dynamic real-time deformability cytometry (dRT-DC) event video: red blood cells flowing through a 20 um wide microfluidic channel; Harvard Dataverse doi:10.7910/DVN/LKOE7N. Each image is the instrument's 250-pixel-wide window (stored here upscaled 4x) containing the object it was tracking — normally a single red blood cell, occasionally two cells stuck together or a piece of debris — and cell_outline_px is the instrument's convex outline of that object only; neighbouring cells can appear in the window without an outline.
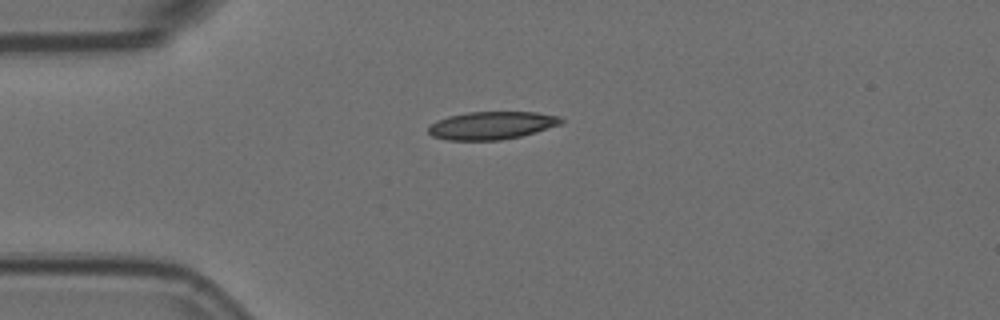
{"species": "Egyptian fruit bat (a non-hibernating species)", "species_latin": "Rousettus aegyptiacus", "temperature_condition": "room temperature", "stored_images_in_passage": 1, "camera_frame_rate_fps": 3000, "um_per_image_px": 0.085, "animal": {"sex": "female"}, "frame": {"image": 1, "passage_image": 1, "time_ms": 0.0, "image_size_px": [1000, 320], "cell_outline_px": [[564, 120], [560, 124], [536, 132], [520, 136], [500, 140], [448, 140], [432, 136], [428, 132], [428, 128], [436, 120], [448, 116], [468, 112], [536, 112], [560, 116]], "centroid_in_image_um": [41.79, 10.66], "position_along_channel_um": 43.2, "area_um2": 21.5}}